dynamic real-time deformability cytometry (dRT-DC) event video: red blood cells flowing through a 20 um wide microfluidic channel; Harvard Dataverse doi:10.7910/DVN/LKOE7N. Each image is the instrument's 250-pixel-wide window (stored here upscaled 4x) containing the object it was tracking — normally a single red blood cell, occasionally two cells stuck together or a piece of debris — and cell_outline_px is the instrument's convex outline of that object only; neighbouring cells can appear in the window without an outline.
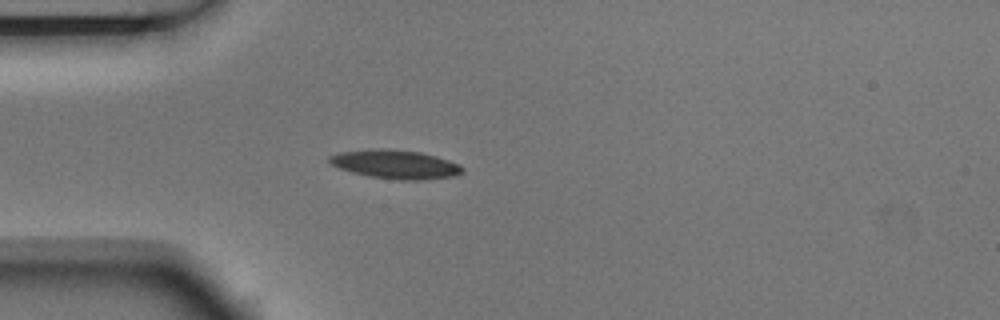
{"species": "Egyptian fruit bat (a non-hibernating species)", "species_latin": "Rousettus aegyptiacus", "temperature_condition": "room temperature", "stored_images_in_passage": 3, "camera_frame_rate_fps": 3000, "um_per_image_px": 0.085, "animal": {"sex": "male"}, "frame": {"image": 1, "passage_image": 3, "time_ms": 0.667, "image_size_px": [1000, 320], "cell_outline_px": [[464, 172], [452, 176], [420, 180], [400, 180], [368, 176], [352, 172], [340, 168], [332, 164], [328, 160], [328, 156], [340, 152], [376, 148], [388, 148], [420, 152], [436, 156], [460, 164], [464, 168]], "centroid_in_image_um": [33.61, 13.96], "position_along_channel_um": 51.4, "area_um2": 22.31}}